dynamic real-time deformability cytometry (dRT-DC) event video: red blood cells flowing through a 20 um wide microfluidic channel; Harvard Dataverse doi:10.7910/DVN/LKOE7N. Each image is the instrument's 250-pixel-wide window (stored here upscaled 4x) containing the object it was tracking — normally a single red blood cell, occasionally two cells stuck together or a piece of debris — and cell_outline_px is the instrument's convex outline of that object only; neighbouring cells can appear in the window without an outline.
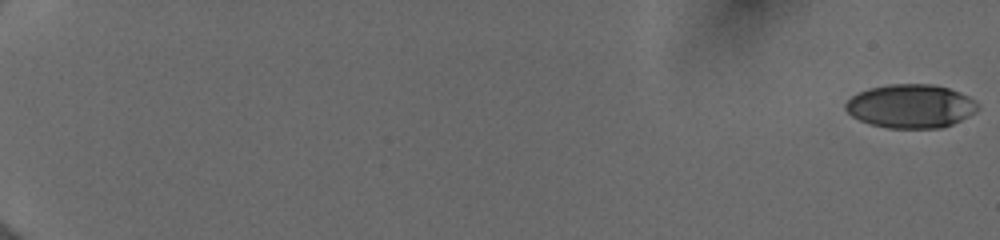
{"species": "human", "species_latin": "Homo sapiens", "temperature_condition": "cold", "stored_images_in_passage": 55, "camera_frame_rate_fps": 3000, "um_per_image_px": 0.085, "donor": {"sex": "female"}, "frame": {"image": 1, "passage_image": 1, "time_ms": 0.0, "image_size_px": [1000, 240], "cell_outline_px": [[980, 108], [976, 112], [944, 128], [888, 128], [872, 124], [860, 120], [852, 116], [844, 108], [844, 104], [852, 96], [868, 88], [888, 84], [932, 84], [948, 88], [960, 92], [976, 100]], "centroid_in_image_um": [77.43, 9.02], "position_along_channel_um": 7.6, "area_um2": 33.76}}
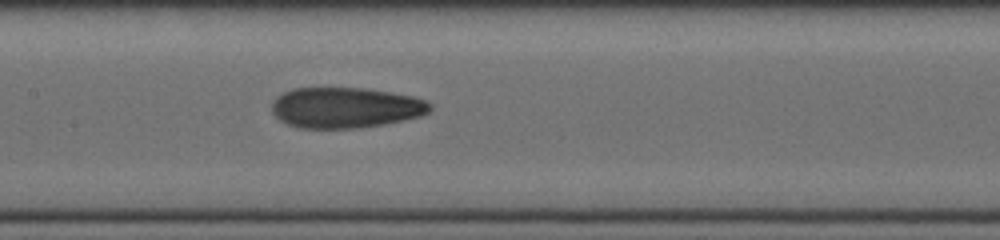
{"frame": {"image": 2, "passage_image": 31, "time_ms": 10.0, "image_size_px": [1000, 240], "cell_outline_px": [[432, 108], [428, 112], [420, 116], [404, 120], [384, 124], [360, 128], [300, 128], [288, 124], [280, 120], [272, 112], [272, 100], [276, 96], [292, 88], [364, 88], [392, 92], [412, 96], [424, 100], [432, 104]], "centroid_in_image_um": [29.36, 9.15], "position_along_channel_um": 178.0, "area_um2": 37.63}}
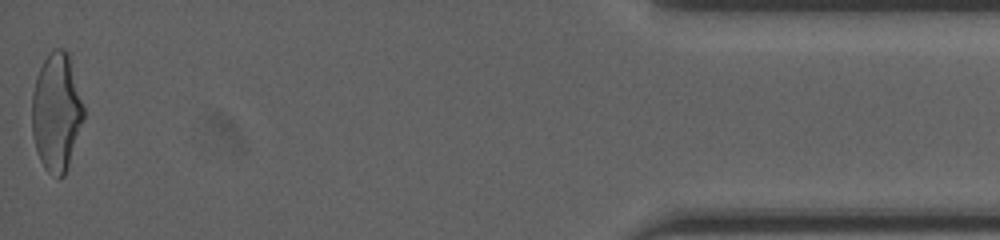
{"frame": {"image": 3, "passage_image": 55, "time_ms": 18.0, "image_size_px": [1000, 240], "cell_outline_px": [[84, 120], [68, 168], [64, 176], [60, 176], [48, 172], [44, 168], [36, 152], [32, 136], [32, 92], [36, 76], [44, 60], [52, 48], [64, 48], [68, 52], [84, 108]], "centroid_in_image_um": [4.79, 9.53], "position_along_channel_um": 430.4, "area_um2": 35.78}, "authors_computed_cell_mechanics": {"area_um2": 36.0672, "velocity_mm_per_s": 4.0209, "shape_relaxation_time_tau1_ms": 10.9013, "shape_relaxation_time_tau2_ms": 1.9613, "deformation_change_tau1": 0.288, "deformation_change_tau2": 0.0864}}